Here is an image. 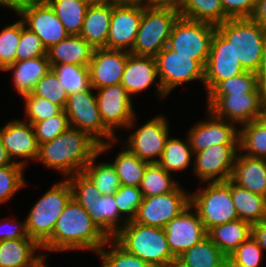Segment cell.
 <instances>
[{
    "label": "cell",
    "mask_w": 266,
    "mask_h": 267,
    "mask_svg": "<svg viewBox=\"0 0 266 267\" xmlns=\"http://www.w3.org/2000/svg\"><path fill=\"white\" fill-rule=\"evenodd\" d=\"M94 48L80 35H68L47 49L50 65L75 64L88 66Z\"/></svg>",
    "instance_id": "27"
},
{
    "label": "cell",
    "mask_w": 266,
    "mask_h": 267,
    "mask_svg": "<svg viewBox=\"0 0 266 267\" xmlns=\"http://www.w3.org/2000/svg\"><path fill=\"white\" fill-rule=\"evenodd\" d=\"M252 235V224L240 219L216 225L207 231L210 240L228 257Z\"/></svg>",
    "instance_id": "31"
},
{
    "label": "cell",
    "mask_w": 266,
    "mask_h": 267,
    "mask_svg": "<svg viewBox=\"0 0 266 267\" xmlns=\"http://www.w3.org/2000/svg\"><path fill=\"white\" fill-rule=\"evenodd\" d=\"M0 139L13 163L26 168L28 165L26 161L37 160L39 144L35 136L33 125L28 121L23 119L7 121V123L0 128Z\"/></svg>",
    "instance_id": "18"
},
{
    "label": "cell",
    "mask_w": 266,
    "mask_h": 267,
    "mask_svg": "<svg viewBox=\"0 0 266 267\" xmlns=\"http://www.w3.org/2000/svg\"><path fill=\"white\" fill-rule=\"evenodd\" d=\"M18 15L25 27L41 39L46 49L58 44L69 35L45 0H29Z\"/></svg>",
    "instance_id": "15"
},
{
    "label": "cell",
    "mask_w": 266,
    "mask_h": 267,
    "mask_svg": "<svg viewBox=\"0 0 266 267\" xmlns=\"http://www.w3.org/2000/svg\"><path fill=\"white\" fill-rule=\"evenodd\" d=\"M266 104L261 93L222 95L209 110L220 119L233 122L240 127L258 120Z\"/></svg>",
    "instance_id": "21"
},
{
    "label": "cell",
    "mask_w": 266,
    "mask_h": 267,
    "mask_svg": "<svg viewBox=\"0 0 266 267\" xmlns=\"http://www.w3.org/2000/svg\"><path fill=\"white\" fill-rule=\"evenodd\" d=\"M261 93L258 90L257 73L245 71L227 80L220 81L208 94L207 106L209 109L222 95Z\"/></svg>",
    "instance_id": "36"
},
{
    "label": "cell",
    "mask_w": 266,
    "mask_h": 267,
    "mask_svg": "<svg viewBox=\"0 0 266 267\" xmlns=\"http://www.w3.org/2000/svg\"><path fill=\"white\" fill-rule=\"evenodd\" d=\"M69 127V119L64 110L60 114L54 115L49 119L33 124L35 136L39 145L52 141Z\"/></svg>",
    "instance_id": "48"
},
{
    "label": "cell",
    "mask_w": 266,
    "mask_h": 267,
    "mask_svg": "<svg viewBox=\"0 0 266 267\" xmlns=\"http://www.w3.org/2000/svg\"><path fill=\"white\" fill-rule=\"evenodd\" d=\"M67 95L89 90L91 86L88 66L75 64L50 65Z\"/></svg>",
    "instance_id": "41"
},
{
    "label": "cell",
    "mask_w": 266,
    "mask_h": 267,
    "mask_svg": "<svg viewBox=\"0 0 266 267\" xmlns=\"http://www.w3.org/2000/svg\"><path fill=\"white\" fill-rule=\"evenodd\" d=\"M64 111L68 116L70 127L89 133L100 144L121 137L115 136L103 124L93 87L68 95Z\"/></svg>",
    "instance_id": "9"
},
{
    "label": "cell",
    "mask_w": 266,
    "mask_h": 267,
    "mask_svg": "<svg viewBox=\"0 0 266 267\" xmlns=\"http://www.w3.org/2000/svg\"><path fill=\"white\" fill-rule=\"evenodd\" d=\"M159 82L168 96L187 82H202L204 85V67L191 56L177 54L166 46L156 57Z\"/></svg>",
    "instance_id": "13"
},
{
    "label": "cell",
    "mask_w": 266,
    "mask_h": 267,
    "mask_svg": "<svg viewBox=\"0 0 266 267\" xmlns=\"http://www.w3.org/2000/svg\"><path fill=\"white\" fill-rule=\"evenodd\" d=\"M259 119L266 125V107L264 108L263 114Z\"/></svg>",
    "instance_id": "63"
},
{
    "label": "cell",
    "mask_w": 266,
    "mask_h": 267,
    "mask_svg": "<svg viewBox=\"0 0 266 267\" xmlns=\"http://www.w3.org/2000/svg\"><path fill=\"white\" fill-rule=\"evenodd\" d=\"M67 180L71 185L73 198L79 204H91L101 195L93 182L83 172L69 176Z\"/></svg>",
    "instance_id": "51"
},
{
    "label": "cell",
    "mask_w": 266,
    "mask_h": 267,
    "mask_svg": "<svg viewBox=\"0 0 266 267\" xmlns=\"http://www.w3.org/2000/svg\"><path fill=\"white\" fill-rule=\"evenodd\" d=\"M216 30L231 44L246 71L257 72L266 59L265 28L250 18H230Z\"/></svg>",
    "instance_id": "3"
},
{
    "label": "cell",
    "mask_w": 266,
    "mask_h": 267,
    "mask_svg": "<svg viewBox=\"0 0 266 267\" xmlns=\"http://www.w3.org/2000/svg\"><path fill=\"white\" fill-rule=\"evenodd\" d=\"M190 205V192L178 186L170 193L143 197L134 222L145 226L164 228Z\"/></svg>",
    "instance_id": "11"
},
{
    "label": "cell",
    "mask_w": 266,
    "mask_h": 267,
    "mask_svg": "<svg viewBox=\"0 0 266 267\" xmlns=\"http://www.w3.org/2000/svg\"><path fill=\"white\" fill-rule=\"evenodd\" d=\"M164 229L169 249L176 259L207 236L203 222L191 205L167 223Z\"/></svg>",
    "instance_id": "20"
},
{
    "label": "cell",
    "mask_w": 266,
    "mask_h": 267,
    "mask_svg": "<svg viewBox=\"0 0 266 267\" xmlns=\"http://www.w3.org/2000/svg\"><path fill=\"white\" fill-rule=\"evenodd\" d=\"M22 98L24 101L23 106H25L24 120L32 125L35 122L60 114L64 110L61 106L53 104L45 98L35 96L32 93L24 95Z\"/></svg>",
    "instance_id": "45"
},
{
    "label": "cell",
    "mask_w": 266,
    "mask_h": 267,
    "mask_svg": "<svg viewBox=\"0 0 266 267\" xmlns=\"http://www.w3.org/2000/svg\"><path fill=\"white\" fill-rule=\"evenodd\" d=\"M69 35H80L88 6L82 0H45Z\"/></svg>",
    "instance_id": "38"
},
{
    "label": "cell",
    "mask_w": 266,
    "mask_h": 267,
    "mask_svg": "<svg viewBox=\"0 0 266 267\" xmlns=\"http://www.w3.org/2000/svg\"><path fill=\"white\" fill-rule=\"evenodd\" d=\"M256 73L258 90L261 92L262 98L266 104V59Z\"/></svg>",
    "instance_id": "57"
},
{
    "label": "cell",
    "mask_w": 266,
    "mask_h": 267,
    "mask_svg": "<svg viewBox=\"0 0 266 267\" xmlns=\"http://www.w3.org/2000/svg\"><path fill=\"white\" fill-rule=\"evenodd\" d=\"M165 267H186L181 262H179L177 259L174 261H171L169 264H167Z\"/></svg>",
    "instance_id": "62"
},
{
    "label": "cell",
    "mask_w": 266,
    "mask_h": 267,
    "mask_svg": "<svg viewBox=\"0 0 266 267\" xmlns=\"http://www.w3.org/2000/svg\"><path fill=\"white\" fill-rule=\"evenodd\" d=\"M32 94L45 98L49 102L61 106L63 109L68 98L66 90L62 87L57 76L52 70H50L37 82Z\"/></svg>",
    "instance_id": "47"
},
{
    "label": "cell",
    "mask_w": 266,
    "mask_h": 267,
    "mask_svg": "<svg viewBox=\"0 0 266 267\" xmlns=\"http://www.w3.org/2000/svg\"><path fill=\"white\" fill-rule=\"evenodd\" d=\"M182 0H144L143 6L145 8H169L179 9Z\"/></svg>",
    "instance_id": "56"
},
{
    "label": "cell",
    "mask_w": 266,
    "mask_h": 267,
    "mask_svg": "<svg viewBox=\"0 0 266 267\" xmlns=\"http://www.w3.org/2000/svg\"><path fill=\"white\" fill-rule=\"evenodd\" d=\"M144 0H111L114 4H128V5H141L143 6Z\"/></svg>",
    "instance_id": "60"
},
{
    "label": "cell",
    "mask_w": 266,
    "mask_h": 267,
    "mask_svg": "<svg viewBox=\"0 0 266 267\" xmlns=\"http://www.w3.org/2000/svg\"><path fill=\"white\" fill-rule=\"evenodd\" d=\"M168 124L167 118L158 114L129 133L127 141H122V146L124 144V147L147 163H158L170 136Z\"/></svg>",
    "instance_id": "12"
},
{
    "label": "cell",
    "mask_w": 266,
    "mask_h": 267,
    "mask_svg": "<svg viewBox=\"0 0 266 267\" xmlns=\"http://www.w3.org/2000/svg\"><path fill=\"white\" fill-rule=\"evenodd\" d=\"M72 198V188L67 179L55 182L41 195L25 217L29 238L42 245L52 235L58 217Z\"/></svg>",
    "instance_id": "5"
},
{
    "label": "cell",
    "mask_w": 266,
    "mask_h": 267,
    "mask_svg": "<svg viewBox=\"0 0 266 267\" xmlns=\"http://www.w3.org/2000/svg\"><path fill=\"white\" fill-rule=\"evenodd\" d=\"M127 252L153 267H165L176 260L169 249L164 228L128 221L113 238Z\"/></svg>",
    "instance_id": "4"
},
{
    "label": "cell",
    "mask_w": 266,
    "mask_h": 267,
    "mask_svg": "<svg viewBox=\"0 0 266 267\" xmlns=\"http://www.w3.org/2000/svg\"><path fill=\"white\" fill-rule=\"evenodd\" d=\"M95 92L103 124L115 136L118 128L128 130L137 127L132 97L121 84L99 88Z\"/></svg>",
    "instance_id": "10"
},
{
    "label": "cell",
    "mask_w": 266,
    "mask_h": 267,
    "mask_svg": "<svg viewBox=\"0 0 266 267\" xmlns=\"http://www.w3.org/2000/svg\"><path fill=\"white\" fill-rule=\"evenodd\" d=\"M95 254L101 260V267H153L138 256L127 252L114 239H108Z\"/></svg>",
    "instance_id": "42"
},
{
    "label": "cell",
    "mask_w": 266,
    "mask_h": 267,
    "mask_svg": "<svg viewBox=\"0 0 266 267\" xmlns=\"http://www.w3.org/2000/svg\"><path fill=\"white\" fill-rule=\"evenodd\" d=\"M47 49L41 39L27 27L21 20V38L16 51V61L28 60L40 56H46Z\"/></svg>",
    "instance_id": "50"
},
{
    "label": "cell",
    "mask_w": 266,
    "mask_h": 267,
    "mask_svg": "<svg viewBox=\"0 0 266 267\" xmlns=\"http://www.w3.org/2000/svg\"><path fill=\"white\" fill-rule=\"evenodd\" d=\"M51 66L46 56L16 61L4 71H13V85L21 96L30 94L35 89L37 82L49 71Z\"/></svg>",
    "instance_id": "28"
},
{
    "label": "cell",
    "mask_w": 266,
    "mask_h": 267,
    "mask_svg": "<svg viewBox=\"0 0 266 267\" xmlns=\"http://www.w3.org/2000/svg\"><path fill=\"white\" fill-rule=\"evenodd\" d=\"M25 168L19 164L0 167V204L9 202L26 186Z\"/></svg>",
    "instance_id": "43"
},
{
    "label": "cell",
    "mask_w": 266,
    "mask_h": 267,
    "mask_svg": "<svg viewBox=\"0 0 266 267\" xmlns=\"http://www.w3.org/2000/svg\"><path fill=\"white\" fill-rule=\"evenodd\" d=\"M118 152L112 164L121 185L139 187L148 163L137 157L127 147Z\"/></svg>",
    "instance_id": "40"
},
{
    "label": "cell",
    "mask_w": 266,
    "mask_h": 267,
    "mask_svg": "<svg viewBox=\"0 0 266 267\" xmlns=\"http://www.w3.org/2000/svg\"><path fill=\"white\" fill-rule=\"evenodd\" d=\"M107 240L87 211L72 198L58 217L52 235L41 246L47 253L71 250L96 253Z\"/></svg>",
    "instance_id": "1"
},
{
    "label": "cell",
    "mask_w": 266,
    "mask_h": 267,
    "mask_svg": "<svg viewBox=\"0 0 266 267\" xmlns=\"http://www.w3.org/2000/svg\"><path fill=\"white\" fill-rule=\"evenodd\" d=\"M99 151L100 143L89 133L69 127L52 141L39 145L36 162L58 171L67 179L82 172Z\"/></svg>",
    "instance_id": "2"
},
{
    "label": "cell",
    "mask_w": 266,
    "mask_h": 267,
    "mask_svg": "<svg viewBox=\"0 0 266 267\" xmlns=\"http://www.w3.org/2000/svg\"><path fill=\"white\" fill-rule=\"evenodd\" d=\"M8 219L9 217L5 218V220L4 218L0 219V241L29 238L25 219L22 222H17L16 218L14 219L13 217L12 220L10 218V221Z\"/></svg>",
    "instance_id": "52"
},
{
    "label": "cell",
    "mask_w": 266,
    "mask_h": 267,
    "mask_svg": "<svg viewBox=\"0 0 266 267\" xmlns=\"http://www.w3.org/2000/svg\"><path fill=\"white\" fill-rule=\"evenodd\" d=\"M239 149L248 157L266 159V125L260 119L240 126Z\"/></svg>",
    "instance_id": "37"
},
{
    "label": "cell",
    "mask_w": 266,
    "mask_h": 267,
    "mask_svg": "<svg viewBox=\"0 0 266 267\" xmlns=\"http://www.w3.org/2000/svg\"><path fill=\"white\" fill-rule=\"evenodd\" d=\"M112 14V2L102 6H88L80 36L94 49L107 43Z\"/></svg>",
    "instance_id": "30"
},
{
    "label": "cell",
    "mask_w": 266,
    "mask_h": 267,
    "mask_svg": "<svg viewBox=\"0 0 266 267\" xmlns=\"http://www.w3.org/2000/svg\"><path fill=\"white\" fill-rule=\"evenodd\" d=\"M249 18L266 28V0L256 1L253 12Z\"/></svg>",
    "instance_id": "55"
},
{
    "label": "cell",
    "mask_w": 266,
    "mask_h": 267,
    "mask_svg": "<svg viewBox=\"0 0 266 267\" xmlns=\"http://www.w3.org/2000/svg\"><path fill=\"white\" fill-rule=\"evenodd\" d=\"M116 205L120 214L127 220L132 221L142 203V193L139 187L123 186L114 193Z\"/></svg>",
    "instance_id": "49"
},
{
    "label": "cell",
    "mask_w": 266,
    "mask_h": 267,
    "mask_svg": "<svg viewBox=\"0 0 266 267\" xmlns=\"http://www.w3.org/2000/svg\"><path fill=\"white\" fill-rule=\"evenodd\" d=\"M246 70L236 58L231 44L216 30L207 63L204 68L206 95L220 82Z\"/></svg>",
    "instance_id": "16"
},
{
    "label": "cell",
    "mask_w": 266,
    "mask_h": 267,
    "mask_svg": "<svg viewBox=\"0 0 266 267\" xmlns=\"http://www.w3.org/2000/svg\"><path fill=\"white\" fill-rule=\"evenodd\" d=\"M193 157L194 154L187 135L185 140L169 136L158 163L166 172L176 173L189 168L193 162Z\"/></svg>",
    "instance_id": "35"
},
{
    "label": "cell",
    "mask_w": 266,
    "mask_h": 267,
    "mask_svg": "<svg viewBox=\"0 0 266 267\" xmlns=\"http://www.w3.org/2000/svg\"><path fill=\"white\" fill-rule=\"evenodd\" d=\"M144 6L114 4L105 49L131 52L139 30Z\"/></svg>",
    "instance_id": "19"
},
{
    "label": "cell",
    "mask_w": 266,
    "mask_h": 267,
    "mask_svg": "<svg viewBox=\"0 0 266 267\" xmlns=\"http://www.w3.org/2000/svg\"><path fill=\"white\" fill-rule=\"evenodd\" d=\"M206 115V119L196 122L186 134L193 154L216 144L239 145V127L235 123L217 118L209 109Z\"/></svg>",
    "instance_id": "17"
},
{
    "label": "cell",
    "mask_w": 266,
    "mask_h": 267,
    "mask_svg": "<svg viewBox=\"0 0 266 267\" xmlns=\"http://www.w3.org/2000/svg\"><path fill=\"white\" fill-rule=\"evenodd\" d=\"M216 26L206 22L179 16L173 25L167 46L177 52L191 56L204 68L207 63Z\"/></svg>",
    "instance_id": "8"
},
{
    "label": "cell",
    "mask_w": 266,
    "mask_h": 267,
    "mask_svg": "<svg viewBox=\"0 0 266 267\" xmlns=\"http://www.w3.org/2000/svg\"><path fill=\"white\" fill-rule=\"evenodd\" d=\"M234 183L266 197V159L237 154L230 178Z\"/></svg>",
    "instance_id": "26"
},
{
    "label": "cell",
    "mask_w": 266,
    "mask_h": 267,
    "mask_svg": "<svg viewBox=\"0 0 266 267\" xmlns=\"http://www.w3.org/2000/svg\"><path fill=\"white\" fill-rule=\"evenodd\" d=\"M239 145H211L194 153L192 172L205 182H224L231 178Z\"/></svg>",
    "instance_id": "14"
},
{
    "label": "cell",
    "mask_w": 266,
    "mask_h": 267,
    "mask_svg": "<svg viewBox=\"0 0 266 267\" xmlns=\"http://www.w3.org/2000/svg\"><path fill=\"white\" fill-rule=\"evenodd\" d=\"M178 10L182 17L215 26L230 19L224 13L221 0H182Z\"/></svg>",
    "instance_id": "34"
},
{
    "label": "cell",
    "mask_w": 266,
    "mask_h": 267,
    "mask_svg": "<svg viewBox=\"0 0 266 267\" xmlns=\"http://www.w3.org/2000/svg\"><path fill=\"white\" fill-rule=\"evenodd\" d=\"M264 251L252 238L241 243L229 256V267H261Z\"/></svg>",
    "instance_id": "46"
},
{
    "label": "cell",
    "mask_w": 266,
    "mask_h": 267,
    "mask_svg": "<svg viewBox=\"0 0 266 267\" xmlns=\"http://www.w3.org/2000/svg\"><path fill=\"white\" fill-rule=\"evenodd\" d=\"M129 52L95 48L88 65L91 86L96 90L120 84Z\"/></svg>",
    "instance_id": "23"
},
{
    "label": "cell",
    "mask_w": 266,
    "mask_h": 267,
    "mask_svg": "<svg viewBox=\"0 0 266 267\" xmlns=\"http://www.w3.org/2000/svg\"><path fill=\"white\" fill-rule=\"evenodd\" d=\"M87 6H102L111 3V0H82Z\"/></svg>",
    "instance_id": "61"
},
{
    "label": "cell",
    "mask_w": 266,
    "mask_h": 267,
    "mask_svg": "<svg viewBox=\"0 0 266 267\" xmlns=\"http://www.w3.org/2000/svg\"><path fill=\"white\" fill-rule=\"evenodd\" d=\"M186 267H229L228 257L208 236L177 258Z\"/></svg>",
    "instance_id": "33"
},
{
    "label": "cell",
    "mask_w": 266,
    "mask_h": 267,
    "mask_svg": "<svg viewBox=\"0 0 266 267\" xmlns=\"http://www.w3.org/2000/svg\"><path fill=\"white\" fill-rule=\"evenodd\" d=\"M174 178L159 163H148L139 185L142 196L150 197L174 191L180 185Z\"/></svg>",
    "instance_id": "39"
},
{
    "label": "cell",
    "mask_w": 266,
    "mask_h": 267,
    "mask_svg": "<svg viewBox=\"0 0 266 267\" xmlns=\"http://www.w3.org/2000/svg\"><path fill=\"white\" fill-rule=\"evenodd\" d=\"M38 250L42 246L32 238L0 241V267H36L46 257Z\"/></svg>",
    "instance_id": "24"
},
{
    "label": "cell",
    "mask_w": 266,
    "mask_h": 267,
    "mask_svg": "<svg viewBox=\"0 0 266 267\" xmlns=\"http://www.w3.org/2000/svg\"><path fill=\"white\" fill-rule=\"evenodd\" d=\"M29 0H0V6L19 14Z\"/></svg>",
    "instance_id": "58"
},
{
    "label": "cell",
    "mask_w": 266,
    "mask_h": 267,
    "mask_svg": "<svg viewBox=\"0 0 266 267\" xmlns=\"http://www.w3.org/2000/svg\"><path fill=\"white\" fill-rule=\"evenodd\" d=\"M13 162L10 159L7 150L5 149V147L3 146V143L1 142L0 139V167L1 166H7V165H12Z\"/></svg>",
    "instance_id": "59"
},
{
    "label": "cell",
    "mask_w": 266,
    "mask_h": 267,
    "mask_svg": "<svg viewBox=\"0 0 266 267\" xmlns=\"http://www.w3.org/2000/svg\"><path fill=\"white\" fill-rule=\"evenodd\" d=\"M207 186V187H206ZM190 192V205L197 211L206 231L239 219L233 204L230 179L224 182H205V186Z\"/></svg>",
    "instance_id": "6"
},
{
    "label": "cell",
    "mask_w": 266,
    "mask_h": 267,
    "mask_svg": "<svg viewBox=\"0 0 266 267\" xmlns=\"http://www.w3.org/2000/svg\"><path fill=\"white\" fill-rule=\"evenodd\" d=\"M116 141L119 139L100 144V151L86 164L82 171L93 182L101 195H113L121 187L112 161L96 163L97 158L108 152L116 144Z\"/></svg>",
    "instance_id": "29"
},
{
    "label": "cell",
    "mask_w": 266,
    "mask_h": 267,
    "mask_svg": "<svg viewBox=\"0 0 266 267\" xmlns=\"http://www.w3.org/2000/svg\"><path fill=\"white\" fill-rule=\"evenodd\" d=\"M92 222L108 238L113 239L128 222L119 212L113 195H100L91 204H80Z\"/></svg>",
    "instance_id": "25"
},
{
    "label": "cell",
    "mask_w": 266,
    "mask_h": 267,
    "mask_svg": "<svg viewBox=\"0 0 266 267\" xmlns=\"http://www.w3.org/2000/svg\"><path fill=\"white\" fill-rule=\"evenodd\" d=\"M21 38V19L0 31V71L16 62V51Z\"/></svg>",
    "instance_id": "44"
},
{
    "label": "cell",
    "mask_w": 266,
    "mask_h": 267,
    "mask_svg": "<svg viewBox=\"0 0 266 267\" xmlns=\"http://www.w3.org/2000/svg\"><path fill=\"white\" fill-rule=\"evenodd\" d=\"M257 0H221L229 18H249Z\"/></svg>",
    "instance_id": "53"
},
{
    "label": "cell",
    "mask_w": 266,
    "mask_h": 267,
    "mask_svg": "<svg viewBox=\"0 0 266 267\" xmlns=\"http://www.w3.org/2000/svg\"><path fill=\"white\" fill-rule=\"evenodd\" d=\"M252 238L260 246L263 251H266V219L258 223L252 224Z\"/></svg>",
    "instance_id": "54"
},
{
    "label": "cell",
    "mask_w": 266,
    "mask_h": 267,
    "mask_svg": "<svg viewBox=\"0 0 266 267\" xmlns=\"http://www.w3.org/2000/svg\"><path fill=\"white\" fill-rule=\"evenodd\" d=\"M230 190L240 220L255 224L266 219V197L252 193L231 179Z\"/></svg>",
    "instance_id": "32"
},
{
    "label": "cell",
    "mask_w": 266,
    "mask_h": 267,
    "mask_svg": "<svg viewBox=\"0 0 266 267\" xmlns=\"http://www.w3.org/2000/svg\"><path fill=\"white\" fill-rule=\"evenodd\" d=\"M179 10L169 8L143 9L139 30L130 53L156 57L168 44Z\"/></svg>",
    "instance_id": "7"
},
{
    "label": "cell",
    "mask_w": 266,
    "mask_h": 267,
    "mask_svg": "<svg viewBox=\"0 0 266 267\" xmlns=\"http://www.w3.org/2000/svg\"><path fill=\"white\" fill-rule=\"evenodd\" d=\"M36 267H48V264L46 263V258Z\"/></svg>",
    "instance_id": "64"
},
{
    "label": "cell",
    "mask_w": 266,
    "mask_h": 267,
    "mask_svg": "<svg viewBox=\"0 0 266 267\" xmlns=\"http://www.w3.org/2000/svg\"><path fill=\"white\" fill-rule=\"evenodd\" d=\"M156 84L157 96L165 99L167 95L159 82L157 62L155 57L139 56L129 52L127 62L124 68L121 85L125 88L128 94L133 98V95L144 92L151 85ZM153 83V84H152Z\"/></svg>",
    "instance_id": "22"
}]
</instances>
